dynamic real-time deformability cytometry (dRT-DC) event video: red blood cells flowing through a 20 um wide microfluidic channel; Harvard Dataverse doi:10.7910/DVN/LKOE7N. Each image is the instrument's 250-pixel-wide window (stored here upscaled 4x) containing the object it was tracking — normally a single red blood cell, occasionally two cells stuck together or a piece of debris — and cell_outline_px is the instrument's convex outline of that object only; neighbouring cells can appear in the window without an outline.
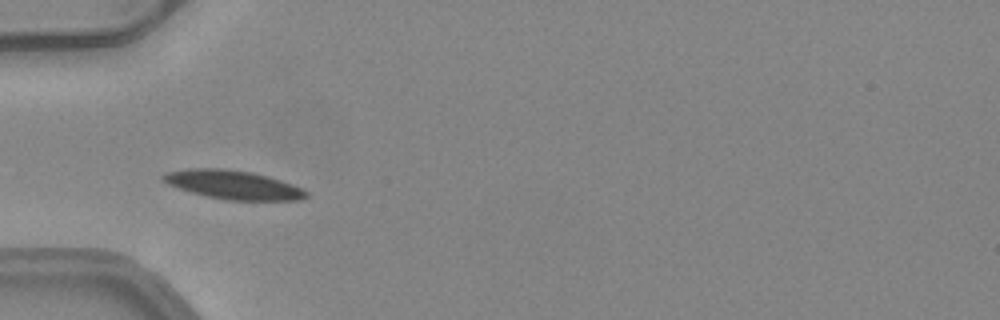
{"species": "common noctule bat (a hibernating species)", "species_latin": "Nyctalus noctula", "temperature_condition": "warm", "stored_images_in_passage": 8, "camera_frame_rate_fps": 3000, "um_per_image_px": 0.085, "animal": {"sex": "female", "body_mass_g": 24.6, "forearm_length_mm": 56.2}, "frame": {"image": 1, "passage_image": 2, "time_ms": 0.333, "image_size_px": [1000, 320], "cell_outline_px": [[308, 196], [300, 200], [228, 200], [208, 196], [192, 192], [168, 184], [160, 180], [160, 176], [164, 172], [188, 168], [220, 168], [252, 172], [268, 176], [304, 188], [308, 192]], "centroid_in_image_um": [19.81, 15.69], "position_along_channel_um": 65.2, "area_um2": 24.04}}